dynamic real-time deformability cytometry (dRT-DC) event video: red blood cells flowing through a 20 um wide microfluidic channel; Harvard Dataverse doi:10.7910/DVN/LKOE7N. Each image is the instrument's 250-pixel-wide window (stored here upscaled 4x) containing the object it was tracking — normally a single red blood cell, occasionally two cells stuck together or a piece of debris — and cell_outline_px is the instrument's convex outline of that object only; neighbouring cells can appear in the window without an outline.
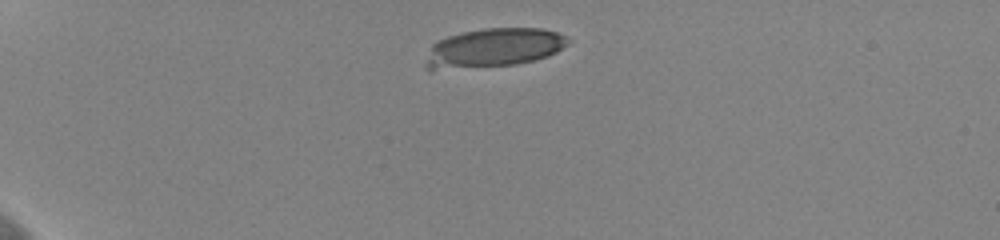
{"species": "human", "species_latin": "Homo sapiens", "temperature_condition": "cold", "stored_images_in_passage": 5, "camera_frame_rate_fps": 3000, "um_per_image_px": 0.085, "donor": {"sex": "female"}, "frame": {"image": 1, "passage_image": 1, "time_ms": 0.0, "image_size_px": [1000, 240], "cell_outline_px": [[572, 40], [568, 44], [556, 52], [548, 56], [516, 64], [428, 72], [424, 68], [424, 64], [432, 44], [436, 40], [460, 32], [484, 28], [540, 28], [556, 32]], "centroid_in_image_um": [41.87, 4.09], "position_along_channel_um": 43.1, "area_um2": 32.89}}